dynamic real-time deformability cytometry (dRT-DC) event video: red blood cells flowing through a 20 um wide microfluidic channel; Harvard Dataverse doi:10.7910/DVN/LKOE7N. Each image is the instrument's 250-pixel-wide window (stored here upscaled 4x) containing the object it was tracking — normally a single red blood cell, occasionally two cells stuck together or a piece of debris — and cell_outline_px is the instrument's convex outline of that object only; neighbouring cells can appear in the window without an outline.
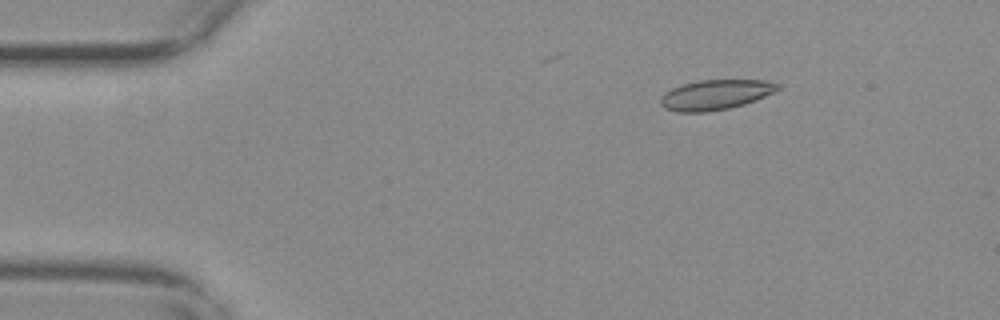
{"species": "common noctule bat (a hibernating species)", "species_latin": "Nyctalus noctula", "temperature_condition": "warm", "stored_images_in_passage": 14, "camera_frame_rate_fps": 3000, "um_per_image_px": 0.085, "animal": {"sex": "female", "body_mass_g": 29.2, "forearm_length_mm": 56.3}, "frame": {"image": 1, "passage_image": 9, "time_ms": 2.667, "image_size_px": [1000, 320], "cell_outline_px": [[780, 88], [756, 100], [744, 104], [728, 108], [708, 112], [676, 112], [664, 108], [660, 104], [660, 100], [664, 92], [672, 88], [696, 80], [764, 80], [780, 84]], "centroid_in_image_um": [60.78, 8.05], "position_along_channel_um": 24.2, "area_um2": 20.46}}